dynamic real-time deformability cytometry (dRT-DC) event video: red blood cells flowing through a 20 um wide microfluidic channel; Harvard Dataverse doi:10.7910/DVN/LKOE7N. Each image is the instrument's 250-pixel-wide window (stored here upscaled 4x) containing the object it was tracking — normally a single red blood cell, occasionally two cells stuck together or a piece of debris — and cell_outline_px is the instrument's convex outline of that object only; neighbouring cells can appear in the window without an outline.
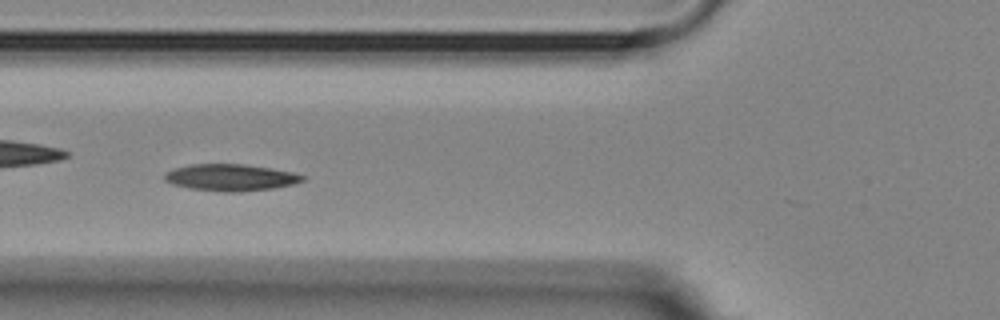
{"species": "Egyptian fruit bat (a non-hibernating species)", "species_latin": "Rousettus aegyptiacus", "temperature_condition": "room temperature", "stored_images_in_passage": 43, "camera_frame_rate_fps": 3000, "um_per_image_px": 0.085, "animal": {"sex": "female"}, "frame": {"image": 1, "passage_image": 13, "time_ms": 4.0, "image_size_px": [1000, 320], "cell_outline_px": [[304, 180], [296, 184], [272, 188], [240, 192], [224, 192], [188, 188], [172, 184], [164, 180], [164, 176], [168, 172], [176, 168], [188, 164], [244, 164], [272, 168], [292, 172], [304, 176]], "centroid_in_image_um": [19.61, 15.09], "position_along_channel_um": 106.2, "area_um2": 21.5}}
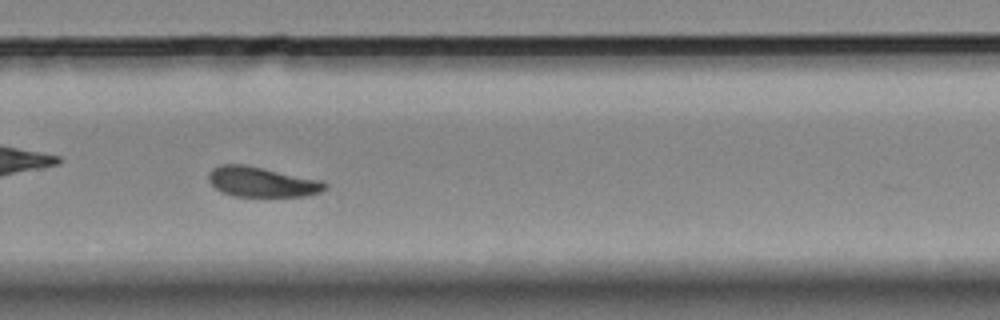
{"frame": {"image": 2, "passage_image": 30, "time_ms": 9.667, "image_size_px": [1000, 320], "cell_outline_px": [[328, 184], [320, 192], [304, 196], [232, 196], [216, 188], [208, 180], [208, 176], [212, 168], [220, 164], [244, 164], [324, 180]], "centroid_in_image_um": [22.27, 15.45], "position_along_channel_um": 307.5, "area_um2": 20.4}, "authors_computed_cell_mechanics": {"area_um2": 20.808, "velocity_mm_per_s": 3.5631, "shape_relaxation_time_tau1_ms": 4.1792, "shape_relaxation_time_tau2_ms": null, "deformation_change_tau1": 0.1395, "deformation_change_tau2": null}}